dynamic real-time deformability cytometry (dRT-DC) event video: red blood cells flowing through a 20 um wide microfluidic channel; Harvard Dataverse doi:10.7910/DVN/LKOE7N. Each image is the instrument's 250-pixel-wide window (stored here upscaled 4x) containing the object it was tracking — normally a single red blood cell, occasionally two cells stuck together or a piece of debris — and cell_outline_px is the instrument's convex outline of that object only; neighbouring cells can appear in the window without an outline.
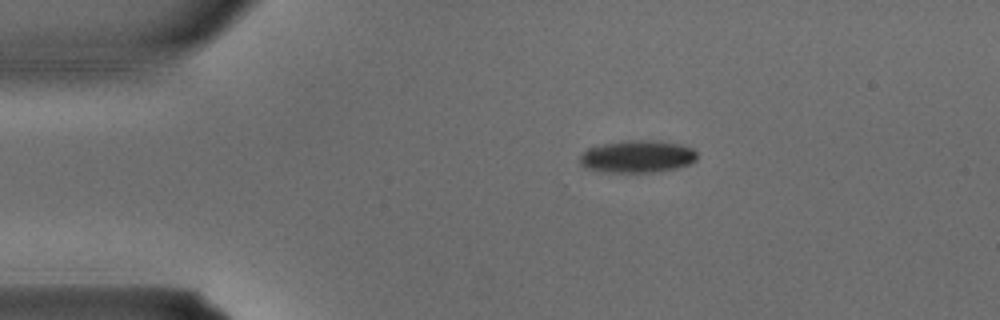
{"species": "common noctule bat (a hibernating species)", "species_latin": "Nyctalus noctula", "temperature_condition": "warm", "stored_images_in_passage": 3, "camera_frame_rate_fps": 3000, "um_per_image_px": 0.085, "animal": {"sex": "male", "body_mass_g": 15.6}, "frame": {"image": 1, "passage_image": 2, "time_ms": 0.333, "image_size_px": [1000, 320], "cell_outline_px": [[696, 160], [688, 164], [676, 168], [660, 172], [604, 172], [584, 168], [580, 164], [580, 156], [588, 148], [604, 144], [640, 140], [648, 140], [676, 144], [692, 148], [696, 152]], "centroid_in_image_um": [54.15, 13.33], "position_along_channel_um": 30.8, "area_um2": 21.73}}